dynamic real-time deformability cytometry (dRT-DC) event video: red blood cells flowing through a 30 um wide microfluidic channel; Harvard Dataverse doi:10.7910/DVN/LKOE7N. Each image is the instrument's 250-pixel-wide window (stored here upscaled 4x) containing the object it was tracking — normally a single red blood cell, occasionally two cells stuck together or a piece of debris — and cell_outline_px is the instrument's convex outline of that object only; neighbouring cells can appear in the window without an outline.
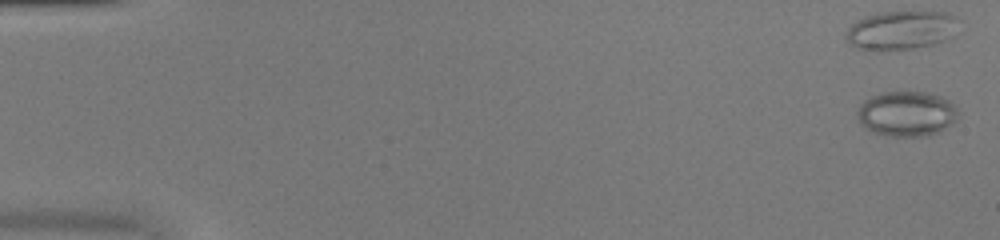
{"species": "common noctule bat (a hibernating species)", "species_latin": "Nyctalus noctula", "temperature_condition": "warm", "stored_images_in_passage": 52, "camera_frame_rate_fps": 3000, "um_per_image_px": 0.085, "animal": {"sex": "female", "body_mass_g": 20.0, "forearm_length_mm": 54.0}, "frame": {"image": 1, "passage_image": 2, "time_ms": 0.333, "image_size_px": [1000, 240], "cell_outline_px": [[960, 112], [956, 120], [952, 124], [940, 132], [928, 136], [892, 136], [872, 132], [860, 124], [856, 112], [860, 104], [864, 100], [872, 96], [884, 92], [908, 88], [928, 92], [940, 96], [948, 100]], "centroid_in_image_um": [77.07, 9.63], "position_along_channel_um": 7.9, "area_um2": 27.34}}
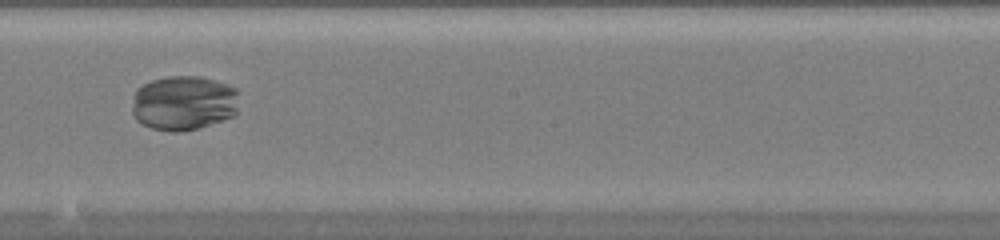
{"frame": {"image": 2, "passage_image": 31, "time_ms": 10.0, "image_size_px": [1000, 240], "cell_outline_px": [[240, 92], [236, 112], [232, 116], [196, 128], [176, 132], [172, 132], [152, 128], [136, 120], [132, 112], [132, 108], [136, 88], [152, 80], [168, 76], [200, 76], [236, 88]], "centroid_in_image_um": [15.61, 8.74], "position_along_channel_um": 232.6, "area_um2": 33.99}}